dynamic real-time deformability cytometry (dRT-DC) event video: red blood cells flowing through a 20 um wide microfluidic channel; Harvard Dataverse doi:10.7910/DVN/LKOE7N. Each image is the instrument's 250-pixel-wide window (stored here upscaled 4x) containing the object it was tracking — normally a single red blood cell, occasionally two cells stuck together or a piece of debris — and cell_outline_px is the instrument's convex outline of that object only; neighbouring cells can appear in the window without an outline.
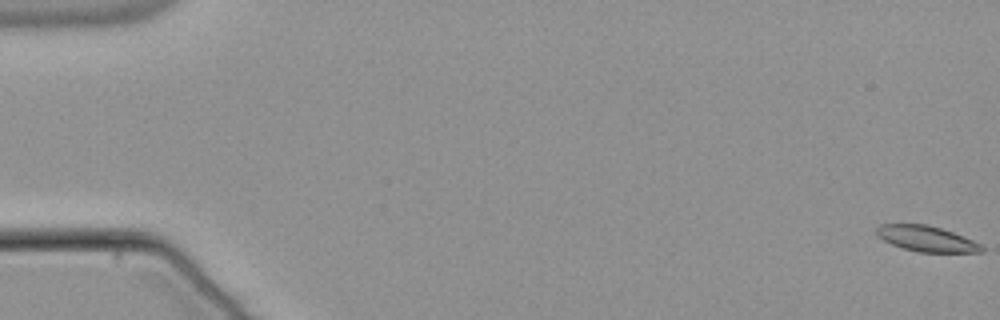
{"species": "common noctule bat (a hibernating species)", "species_latin": "Nyctalus noctula", "temperature_condition": "warm", "stored_images_in_passage": 56, "camera_frame_rate_fps": 3000, "um_per_image_px": 0.085, "animal": {"sex": "male", "body_mass_g": 21.5, "forearm_length_mm": 52.0}, "frame": {"image": 1, "passage_image": 1, "time_ms": 0.0, "image_size_px": [1000, 320], "cell_outline_px": [[984, 252], [916, 252], [892, 244], [876, 236], [876, 228], [880, 224], [924, 224], [940, 228], [952, 232], [972, 240], [980, 244], [984, 248]], "centroid_in_image_um": [78.73, 20.29], "position_along_channel_um": 6.3, "area_um2": 15.55}}
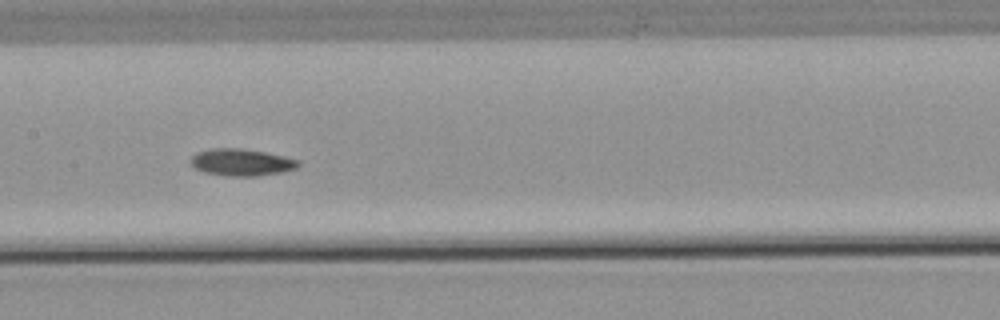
{"frame": {"image": 2, "passage_image": 29, "time_ms": 9.333, "image_size_px": [1000, 320], "cell_outline_px": [[300, 164], [296, 168], [284, 172], [256, 176], [228, 176], [204, 172], [196, 168], [188, 160], [196, 152], [208, 148], [240, 148], [264, 152], [284, 156], [300, 160]], "centroid_in_image_um": [20.52, 13.79], "position_along_channel_um": 186.9, "area_um2": 17.05}}
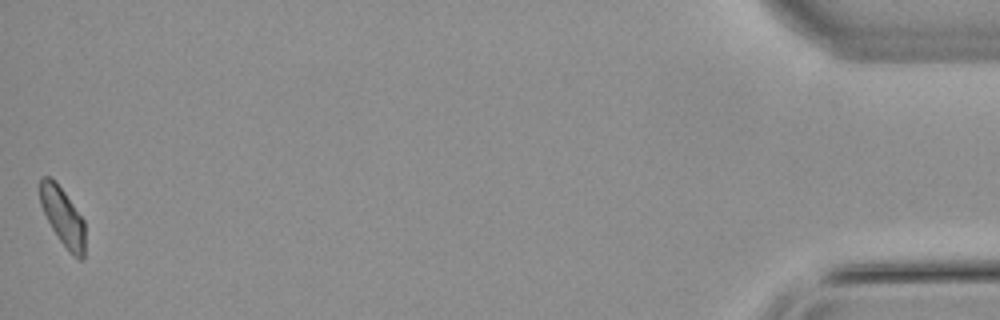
{"frame": {"image": 3, "passage_image": 56, "time_ms": 18.333, "image_size_px": [1000, 320], "cell_outline_px": [[84, 260], [80, 260], [72, 256], [60, 240], [52, 228], [40, 204], [40, 176], [48, 176], [56, 180], [84, 220]], "centroid_in_image_um": [5.33, 18.41], "position_along_channel_um": 429.9, "area_um2": 15.26}, "authors_computed_cell_mechanics": {"area_um2": 16.184, "velocity_mm_per_s": 3.7654, "shape_relaxation_time_tau1_ms": null, "shape_relaxation_time_tau2_ms": 8.3015, "deformation_change_tau1": null, "deformation_change_tau2": 0.1401}}